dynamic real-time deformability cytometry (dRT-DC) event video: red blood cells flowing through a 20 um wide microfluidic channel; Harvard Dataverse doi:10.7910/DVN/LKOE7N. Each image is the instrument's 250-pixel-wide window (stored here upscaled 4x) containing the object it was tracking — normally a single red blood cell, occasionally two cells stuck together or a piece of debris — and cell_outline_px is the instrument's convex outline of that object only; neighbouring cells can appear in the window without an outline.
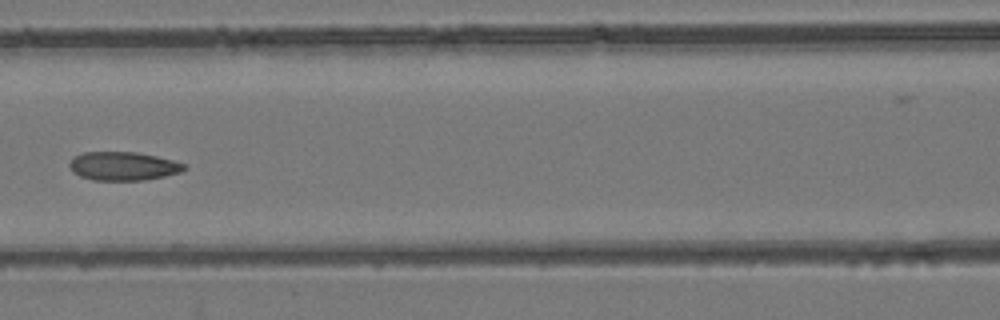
{"species": "common noctule bat (a hibernating species)", "species_latin": "Nyctalus noctula", "temperature_condition": "room temperature", "stored_images_in_passage": 9, "camera_frame_rate_fps": 3000, "um_per_image_px": 0.085, "animal": {"sex": "female", "body_mass_g": 24.6, "forearm_length_mm": 56.2}, "frame": {"image": 1, "passage_image": 7, "time_ms": 2.0, "image_size_px": [1000, 320], "cell_outline_px": [[188, 168], [180, 172], [164, 176], [144, 180], [92, 180], [80, 176], [72, 172], [68, 164], [76, 156], [84, 152], [136, 152], [156, 156], [172, 160], [184, 164]], "centroid_in_image_um": [10.46, 14.12], "position_along_channel_um": 156.1, "area_um2": 19.02}}
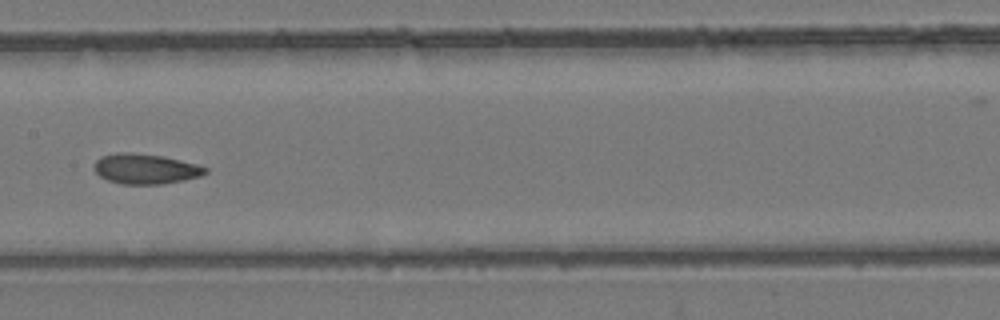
{"frame": {"image": 2, "passage_image": 8, "time_ms": 2.333, "image_size_px": [1000, 320], "cell_outline_px": [[208, 172], [200, 176], [184, 180], [160, 184], [120, 184], [108, 180], [100, 176], [96, 172], [96, 160], [100, 156], [120, 152], [124, 152], [164, 156], [196, 164], [208, 168]], "centroid_in_image_um": [12.38, 14.35], "position_along_channel_um": 195.0, "area_um2": 19.36}}